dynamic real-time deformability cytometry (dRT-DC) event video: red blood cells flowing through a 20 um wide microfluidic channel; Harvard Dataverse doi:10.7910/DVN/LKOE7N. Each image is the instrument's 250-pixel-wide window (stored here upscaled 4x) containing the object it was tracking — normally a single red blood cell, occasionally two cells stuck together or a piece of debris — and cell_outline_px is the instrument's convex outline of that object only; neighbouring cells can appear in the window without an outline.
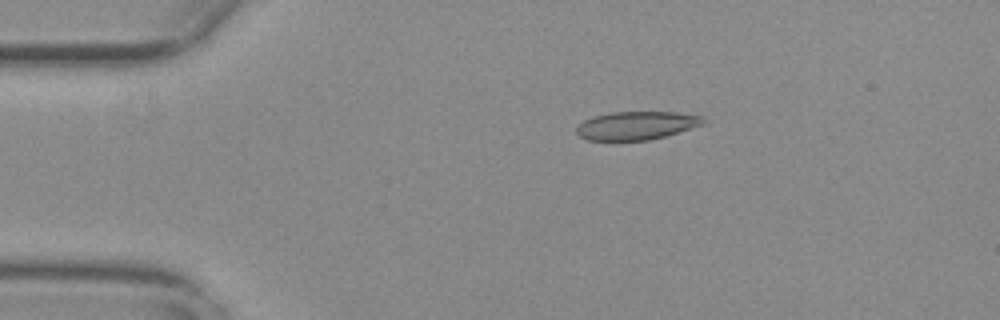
{"species": "common noctule bat (a hibernating species)", "species_latin": "Nyctalus noctula", "temperature_condition": "warm", "stored_images_in_passage": 53, "camera_frame_rate_fps": 3000, "um_per_image_px": 0.085, "animal": {"sex": "female", "body_mass_g": 29.2, "forearm_length_mm": 56.3}, "frame": {"image": 1, "passage_image": 9, "time_ms": 2.667, "image_size_px": [1000, 320], "cell_outline_px": [[704, 124], [664, 136], [648, 140], [588, 140], [580, 136], [576, 132], [576, 128], [584, 120], [592, 116], [612, 112], [676, 112], [704, 116]], "centroid_in_image_um": [54.09, 10.66], "position_along_channel_um": 30.9, "area_um2": 20.75}}
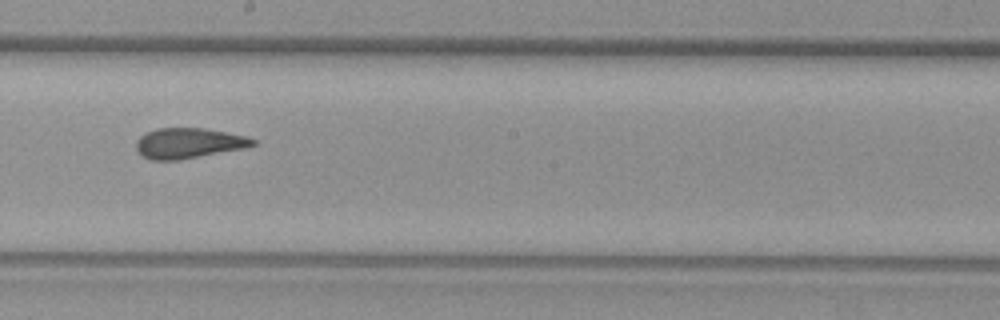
{"frame": {"image": 2, "passage_image": 29, "time_ms": 9.333, "image_size_px": [1000, 320], "cell_outline_px": [[256, 144], [244, 148], [180, 160], [152, 160], [144, 156], [136, 148], [136, 140], [140, 136], [156, 128], [204, 128], [248, 136], [256, 140]], "centroid_in_image_um": [16.05, 12.16], "position_along_channel_um": 232.2, "area_um2": 20.58}}
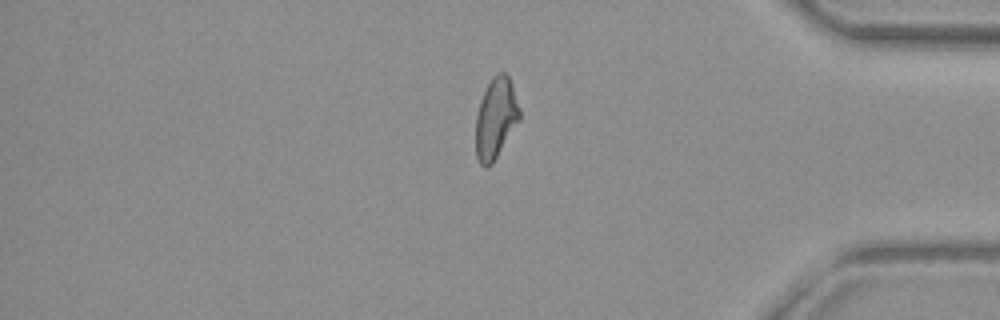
{"frame": {"image": 3, "passage_image": 44, "time_ms": 14.333, "image_size_px": [1000, 320], "cell_outline_px": [[520, 120], [492, 164], [488, 168], [484, 168], [480, 164], [476, 156], [476, 116], [480, 100], [492, 76], [496, 72], [504, 72], [508, 76], [512, 84], [520, 112]], "centroid_in_image_um": [42.13, 10.07], "position_along_channel_um": 393.1, "area_um2": 20.63}, "authors_computed_cell_mechanics": {"area_um2": 21.1548, "velocity_mm_per_s": 3.7828, "shape_relaxation_time_tau1_ms": null, "shape_relaxation_time_tau2_ms": 1.5086, "deformation_change_tau1": null, "deformation_change_tau2": 0.0858}}